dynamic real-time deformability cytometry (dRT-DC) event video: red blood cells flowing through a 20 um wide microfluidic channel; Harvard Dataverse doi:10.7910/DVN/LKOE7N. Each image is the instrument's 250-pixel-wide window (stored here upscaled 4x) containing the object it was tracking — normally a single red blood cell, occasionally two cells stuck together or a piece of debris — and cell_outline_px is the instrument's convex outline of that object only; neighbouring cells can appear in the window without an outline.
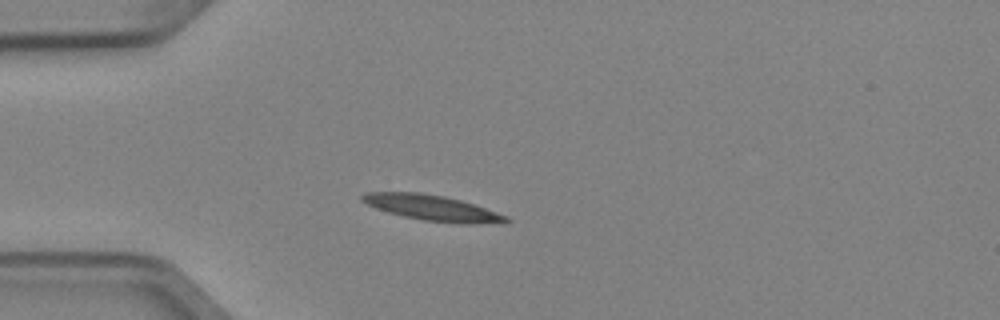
{"species": "Egyptian fruit bat (a non-hibernating species)", "species_latin": "Rousettus aegyptiacus", "temperature_condition": "cold", "stored_images_in_passage": 3, "camera_frame_rate_fps": 3000, "um_per_image_px": 0.085, "animal": {"sex": "female"}, "frame": {"image": 1, "passage_image": 3, "time_ms": 0.667, "image_size_px": [1000, 320], "cell_outline_px": [[512, 220], [472, 224], [460, 224], [424, 220], [404, 216], [388, 212], [376, 208], [360, 200], [360, 196], [364, 192], [420, 192], [444, 196], [460, 200], [508, 216]], "centroid_in_image_um": [36.67, 17.65], "position_along_channel_um": 48.3, "area_um2": 21.1}}